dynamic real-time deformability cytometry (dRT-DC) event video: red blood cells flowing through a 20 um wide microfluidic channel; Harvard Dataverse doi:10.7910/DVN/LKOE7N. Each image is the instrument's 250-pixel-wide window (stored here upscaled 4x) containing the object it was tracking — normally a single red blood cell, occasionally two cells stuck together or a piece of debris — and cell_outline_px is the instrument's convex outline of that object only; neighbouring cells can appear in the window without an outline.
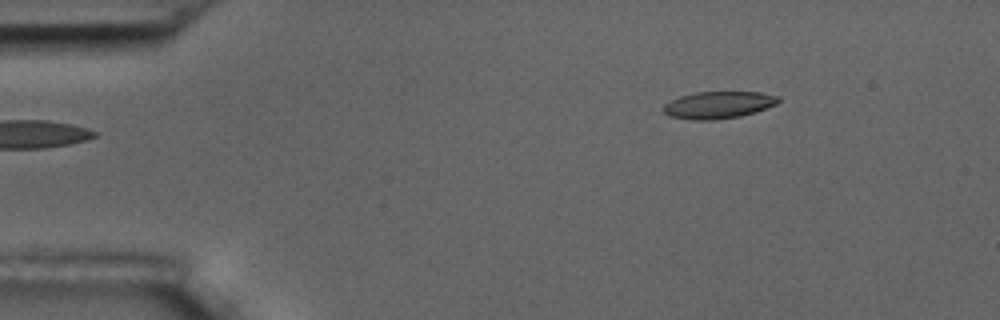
{"species": "common noctule bat (a hibernating species)", "species_latin": "Nyctalus noctula", "temperature_condition": "room temperature", "stored_images_in_passage": 4, "camera_frame_rate_fps": 3000, "um_per_image_px": 0.085, "animal": {"sex": "male", "body_mass_g": 17.5, "forearm_length_mm": 52.3}, "frame": {"image": 1, "passage_image": 1, "time_ms": 0.0, "image_size_px": [1000, 320], "cell_outline_px": [[780, 100], [776, 104], [756, 112], [740, 116], [716, 120], [692, 120], [668, 116], [664, 112], [664, 104], [680, 96], [696, 92], [760, 92], [780, 96]], "centroid_in_image_um": [61.08, 8.92], "position_along_channel_um": 23.9, "area_um2": 18.21}}
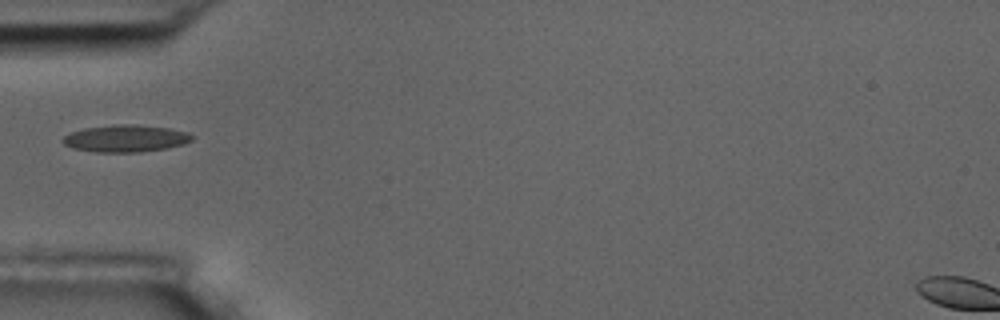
{"frame": {"image": 2, "passage_image": 4, "time_ms": 3.333, "image_size_px": [1000, 320], "cell_outline_px": [[192, 140], [184, 144], [164, 148], [140, 152], [96, 152], [72, 148], [64, 144], [60, 140], [64, 136], [72, 132], [84, 128], [116, 124], [136, 124], [168, 128], [184, 132], [192, 136]], "centroid_in_image_um": [10.62, 11.76], "position_along_channel_um": 74.4, "area_um2": 20.23}}